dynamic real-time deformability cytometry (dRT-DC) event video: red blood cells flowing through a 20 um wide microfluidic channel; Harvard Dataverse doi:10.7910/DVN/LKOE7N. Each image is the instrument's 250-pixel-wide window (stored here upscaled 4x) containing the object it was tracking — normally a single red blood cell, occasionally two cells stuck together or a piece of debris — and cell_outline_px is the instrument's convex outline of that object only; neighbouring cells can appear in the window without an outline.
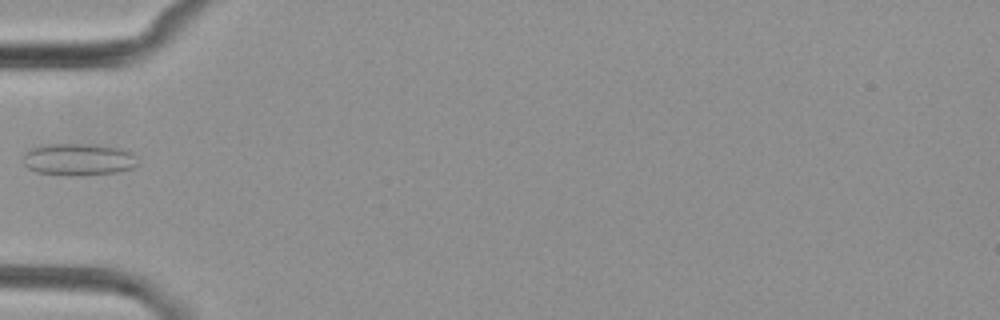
{"species": "common noctule bat (a hibernating species)", "species_latin": "Nyctalus noctula", "temperature_condition": "cold", "stored_images_in_passage": 4, "camera_frame_rate_fps": 3000, "um_per_image_px": 0.085, "animal": {"sex": "female", "body_mass_g": 29.2, "forearm_length_mm": 56.3}, "frame": {"image": 1, "passage_image": 4, "time_ms": 4.0, "image_size_px": [1000, 320], "cell_outline_px": [[136, 164], [132, 168], [116, 172], [80, 176], [36, 172], [28, 168], [24, 164], [24, 152], [40, 144], [92, 144], [124, 148], [132, 152]], "centroid_in_image_um": [6.65, 13.54], "position_along_channel_um": 78.4, "area_um2": 21.44}}